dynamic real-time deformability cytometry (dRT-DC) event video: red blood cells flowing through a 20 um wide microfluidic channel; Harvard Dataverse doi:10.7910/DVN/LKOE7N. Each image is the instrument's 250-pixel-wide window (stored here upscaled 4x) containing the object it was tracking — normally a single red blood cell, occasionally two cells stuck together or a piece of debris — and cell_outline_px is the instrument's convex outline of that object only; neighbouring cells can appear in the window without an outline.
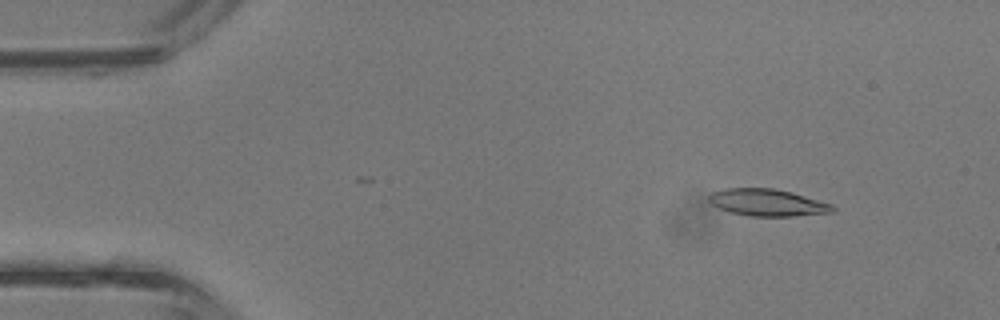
{"species": "common noctule bat (a hibernating species)", "species_latin": "Nyctalus noctula", "temperature_condition": "room temperature", "stored_images_in_passage": 42, "camera_frame_rate_fps": 3000, "um_per_image_px": 0.085, "animal": {"sex": "male", "body_mass_g": 13.3}, "frame": {"image": 1, "passage_image": 5, "time_ms": 1.333, "image_size_px": [1000, 320], "cell_outline_px": [[836, 208], [832, 212], [792, 216], [748, 216], [728, 212], [712, 204], [708, 200], [708, 196], [712, 192], [724, 188], [772, 188], [792, 192], [832, 204]], "centroid_in_image_um": [65.2, 17.21], "position_along_channel_um": 19.8, "area_um2": 19.48}}
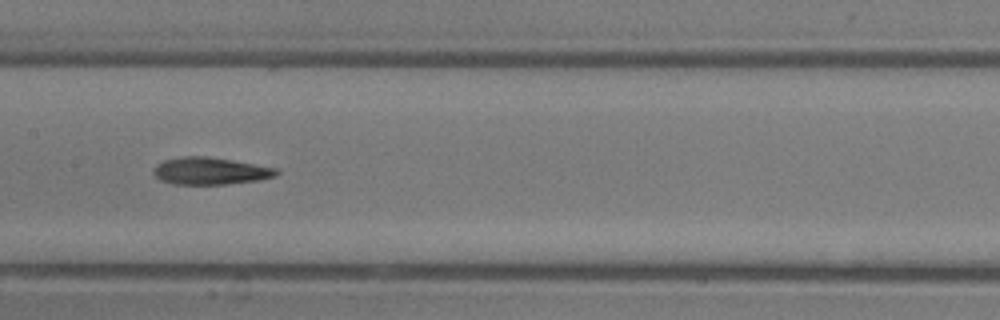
{"frame": {"image": 2, "passage_image": 21, "time_ms": 6.667, "image_size_px": [1000, 320], "cell_outline_px": [[280, 172], [276, 176], [260, 180], [224, 184], [172, 184], [160, 180], [152, 172], [156, 164], [164, 160], [184, 156], [204, 156], [232, 160], [276, 168]], "centroid_in_image_um": [17.86, 14.53], "position_along_channel_um": 189.5, "area_um2": 19.42}}
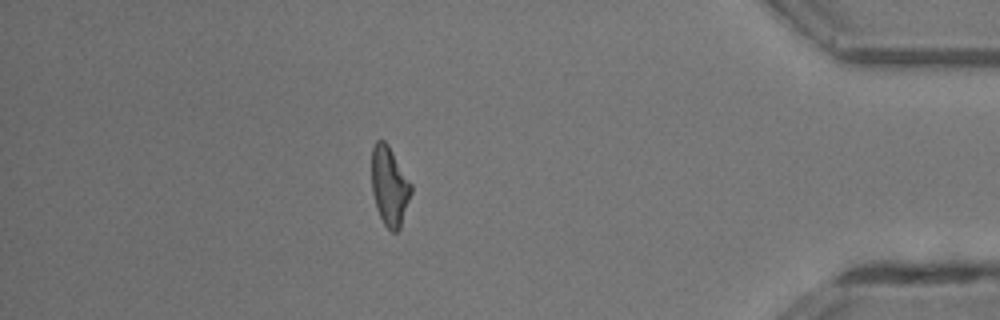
{"frame": {"image": 3, "passage_image": 37, "time_ms": 12.0, "image_size_px": [1000, 320], "cell_outline_px": [[412, 192], [400, 228], [396, 232], [392, 232], [384, 224], [376, 208], [372, 192], [372, 148], [376, 140], [384, 140], [388, 144], [412, 184]], "centroid_in_image_um": [33.11, 15.81], "position_along_channel_um": 402.1, "area_um2": 18.21}, "authors_computed_cell_mechanics": {"area_um2": 19.1896, "velocity_mm_per_s": 4.8338, "shape_relaxation_time_tau1_ms": 5.395, "shape_relaxation_time_tau2_ms": 0.9661, "deformation_change_tau1": 0.2, "deformation_change_tau2": 0.0859}}